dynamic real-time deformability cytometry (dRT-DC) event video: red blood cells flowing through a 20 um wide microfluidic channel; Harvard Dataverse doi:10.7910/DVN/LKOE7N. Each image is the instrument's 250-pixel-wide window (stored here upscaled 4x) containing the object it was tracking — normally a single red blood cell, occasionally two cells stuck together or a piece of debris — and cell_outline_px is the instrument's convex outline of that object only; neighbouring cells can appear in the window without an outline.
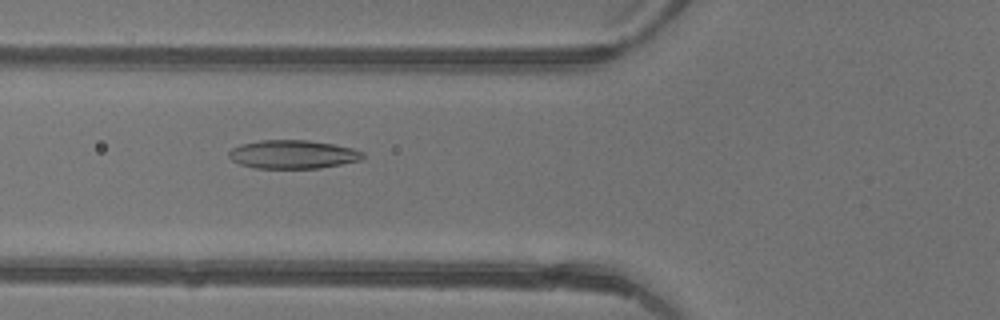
{"species": "common noctule bat (a hibernating species)", "species_latin": "Nyctalus noctula", "temperature_condition": "warm", "stored_images_in_passage": 47, "camera_frame_rate_fps": 3000, "um_per_image_px": 0.085, "animal": {"sex": "female"}, "frame": {"image": 1, "passage_image": 18, "time_ms": 5.667, "image_size_px": [1000, 320], "cell_outline_px": [[364, 156], [360, 160], [320, 168], [256, 168], [240, 164], [232, 160], [228, 156], [228, 152], [232, 148], [240, 144], [260, 140], [308, 140], [332, 144], [352, 148], [364, 152]], "centroid_in_image_um": [24.87, 13.12], "position_along_channel_um": 100.9, "area_um2": 22.2}}
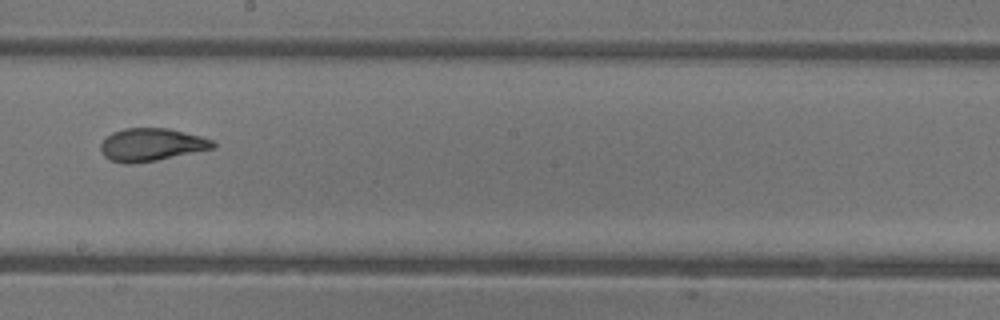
{"frame": {"image": 2, "passage_image": 27, "time_ms": 8.667, "image_size_px": [1000, 320], "cell_outline_px": [[216, 148], [156, 160], [132, 164], [124, 164], [108, 160], [100, 152], [100, 144], [112, 132], [124, 128], [168, 128], [200, 136], [212, 140], [216, 144]], "centroid_in_image_um": [12.84, 12.31], "position_along_channel_um": 235.4, "area_um2": 21.56}}
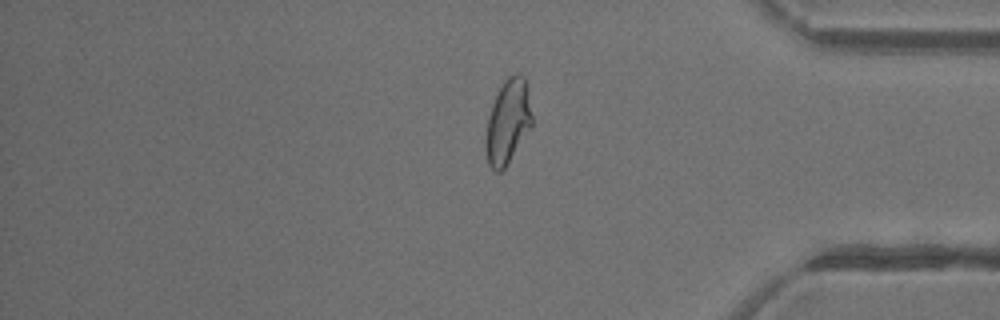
{"frame": {"image": 3, "passage_image": 39, "time_ms": 12.667, "image_size_px": [1000, 320], "cell_outline_px": [[532, 124], [504, 168], [500, 172], [496, 172], [488, 164], [484, 144], [488, 116], [492, 104], [504, 80], [508, 76], [516, 72], [524, 76], [528, 92], [532, 116]], "centroid_in_image_um": [43.14, 10.32], "position_along_channel_um": 392.1, "area_um2": 22.43}, "authors_computed_cell_mechanics": {"area_um2": 23.0044, "velocity_mm_per_s": 4.464, "shape_relaxation_time_tau1_ms": 5.7246, "shape_relaxation_time_tau2_ms": 1.1067, "deformation_change_tau1": 0.1983, "deformation_change_tau2": 0.0798}}